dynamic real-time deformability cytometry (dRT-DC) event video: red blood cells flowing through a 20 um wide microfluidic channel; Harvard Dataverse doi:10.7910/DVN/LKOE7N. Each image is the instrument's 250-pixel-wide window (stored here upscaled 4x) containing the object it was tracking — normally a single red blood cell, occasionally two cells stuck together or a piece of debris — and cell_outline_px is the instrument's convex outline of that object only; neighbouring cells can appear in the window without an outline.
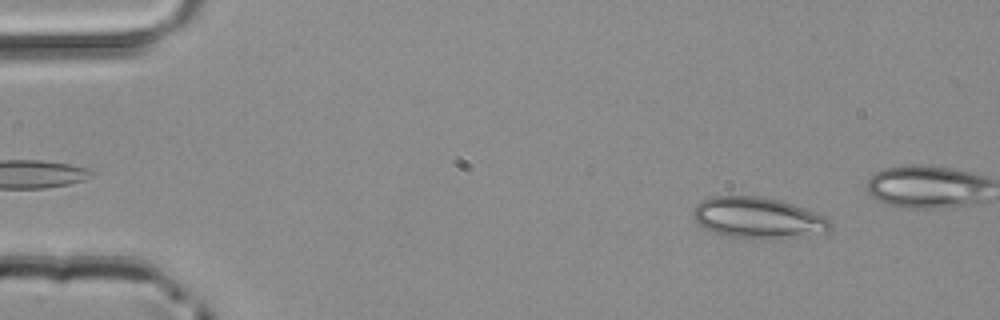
{"species": "common noctule bat (a hibernating species)", "species_latin": "Nyctalus noctula", "temperature_condition": "room temperature", "stored_images_in_passage": 15, "camera_frame_rate_fps": 3000, "um_per_image_px": 0.085, "animal": {"sex": "male", "body_mass_g": 20.4}, "frame": {"image": 1, "passage_image": 5, "time_ms": 1.333, "image_size_px": [1000, 320], "cell_outline_px": [[832, 228], [824, 232], [780, 240], [764, 240], [728, 236], [712, 232], [704, 228], [692, 216], [692, 208], [700, 200], [712, 196], [760, 196], [780, 200], [804, 208], [824, 216], [832, 224]], "centroid_in_image_um": [64.4, 18.53], "position_along_channel_um": 20.6, "area_um2": 33.29}}